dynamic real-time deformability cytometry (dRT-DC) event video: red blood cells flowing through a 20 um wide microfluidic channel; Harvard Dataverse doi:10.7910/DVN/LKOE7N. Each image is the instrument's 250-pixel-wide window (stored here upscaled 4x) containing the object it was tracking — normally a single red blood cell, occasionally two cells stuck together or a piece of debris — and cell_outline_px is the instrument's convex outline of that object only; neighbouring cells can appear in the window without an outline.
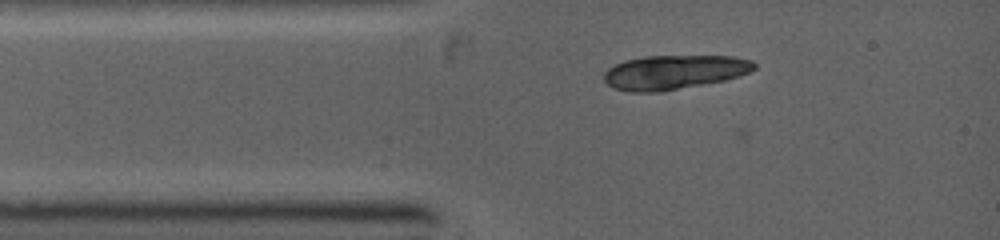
{"species": "common noctule bat (a hibernating species)", "species_latin": "Nyctalus noctula", "temperature_condition": "warm", "stored_images_in_passage": 10, "camera_frame_rate_fps": 5000, "um_per_image_px": 0.085, "animal": {"sex": "female", "body_mass_g": 19.0, "forearm_length_mm": 53.3}, "frame": {"image": 1, "passage_image": 9, "time_ms": 1.8, "image_size_px": [1000, 240], "cell_outline_px": [[756, 68], [740, 76], [724, 80], [656, 92], [632, 92], [616, 88], [608, 84], [604, 80], [604, 72], [608, 68], [624, 60], [644, 56], [732, 56], [752, 60], [756, 64]], "centroid_in_image_um": [57.3, 6.12], "position_along_channel_um": 27.7, "area_um2": 29.71}}